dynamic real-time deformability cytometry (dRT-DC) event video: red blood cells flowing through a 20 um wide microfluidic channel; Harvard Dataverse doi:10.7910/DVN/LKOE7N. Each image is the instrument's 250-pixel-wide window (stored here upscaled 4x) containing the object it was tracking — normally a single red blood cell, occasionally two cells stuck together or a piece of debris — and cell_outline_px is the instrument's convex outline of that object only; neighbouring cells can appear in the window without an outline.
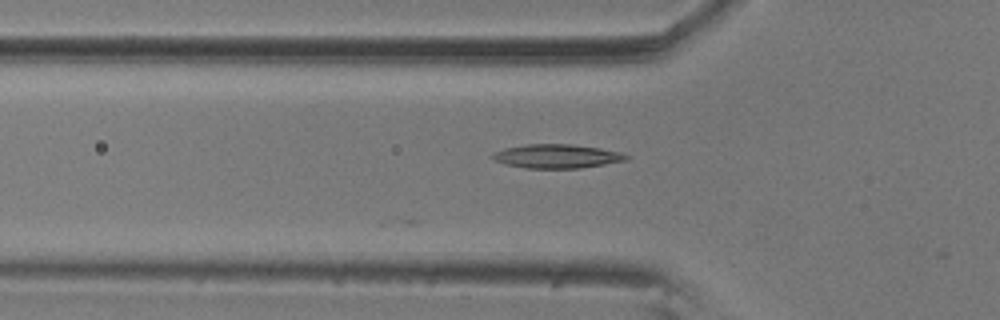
{"species": "common noctule bat (a hibernating species)", "species_latin": "Nyctalus noctula", "temperature_condition": "room temperature", "stored_images_in_passage": 19, "camera_frame_rate_fps": 3000, "um_per_image_px": 0.085, "animal": {"sex": "male", "body_mass_g": 20.5, "forearm_length_mm": 52.5}, "frame": {"image": 1, "passage_image": 19, "time_ms": 6.0, "image_size_px": [1000, 320], "cell_outline_px": [[628, 160], [580, 168], [524, 168], [508, 164], [496, 160], [488, 156], [492, 152], [504, 148], [524, 144], [572, 144], [600, 148], [620, 152], [628, 156]], "centroid_in_image_um": [47.3, 13.27], "position_along_channel_um": 78.5, "area_um2": 18.61}}